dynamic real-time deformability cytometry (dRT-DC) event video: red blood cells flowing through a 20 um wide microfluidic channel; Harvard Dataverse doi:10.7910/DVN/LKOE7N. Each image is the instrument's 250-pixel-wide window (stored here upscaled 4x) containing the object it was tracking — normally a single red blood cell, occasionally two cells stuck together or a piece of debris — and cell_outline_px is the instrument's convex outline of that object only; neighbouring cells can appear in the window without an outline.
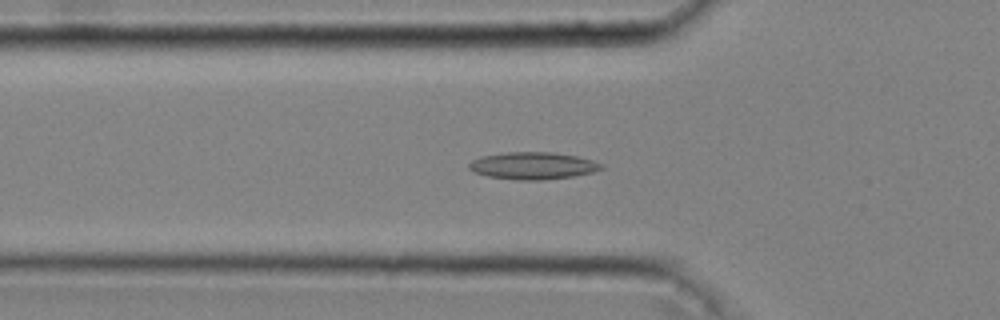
{"species": "common noctule bat (a hibernating species)", "species_latin": "Nyctalus noctula", "temperature_condition": "cold", "stored_images_in_passage": 46, "camera_frame_rate_fps": 3000, "um_per_image_px": 0.085, "animal": {"sex": "male", "body_mass_g": 20.4}, "frame": {"image": 1, "passage_image": 16, "time_ms": 5.0, "image_size_px": [1000, 320], "cell_outline_px": [[604, 168], [592, 172], [572, 176], [540, 180], [516, 180], [488, 176], [476, 172], [468, 168], [468, 164], [472, 160], [480, 156], [508, 152], [552, 152], [576, 156], [592, 160], [604, 164]], "centroid_in_image_um": [45.29, 14.08], "position_along_channel_um": 80.5, "area_um2": 20.87}}
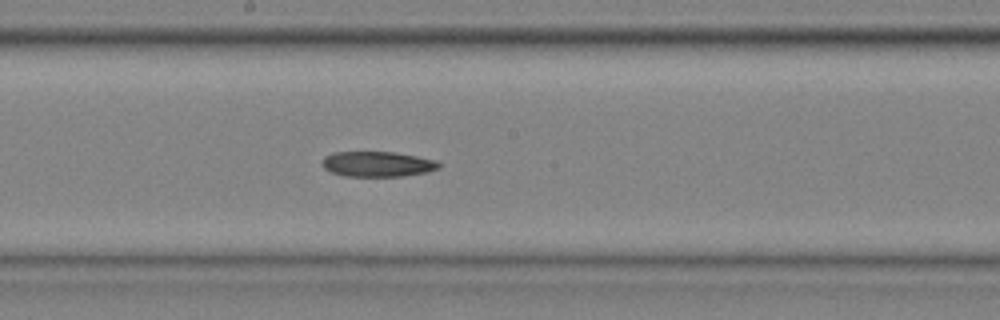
{"frame": {"image": 2, "passage_image": 26, "time_ms": 8.333, "image_size_px": [1000, 320], "cell_outline_px": [[440, 168], [428, 172], [404, 176], [344, 176], [332, 172], [324, 168], [320, 164], [320, 160], [324, 156], [332, 152], [396, 152], [436, 160], [440, 164]], "centroid_in_image_um": [32.06, 13.94], "position_along_channel_um": 216.1, "area_um2": 17.4}}
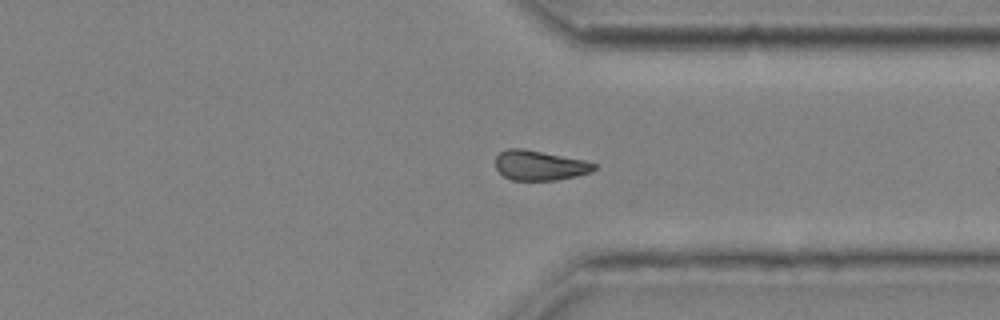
{"frame": {"image": 3, "passage_image": 37, "time_ms": 12.0, "image_size_px": [1000, 320], "cell_outline_px": [[596, 168], [592, 172], [576, 176], [556, 180], [512, 180], [504, 176], [496, 168], [496, 156], [500, 152], [508, 148], [524, 148], [584, 160], [596, 164]], "centroid_in_image_um": [45.87, 14.05], "position_along_channel_um": 365.5, "area_um2": 17.17}}